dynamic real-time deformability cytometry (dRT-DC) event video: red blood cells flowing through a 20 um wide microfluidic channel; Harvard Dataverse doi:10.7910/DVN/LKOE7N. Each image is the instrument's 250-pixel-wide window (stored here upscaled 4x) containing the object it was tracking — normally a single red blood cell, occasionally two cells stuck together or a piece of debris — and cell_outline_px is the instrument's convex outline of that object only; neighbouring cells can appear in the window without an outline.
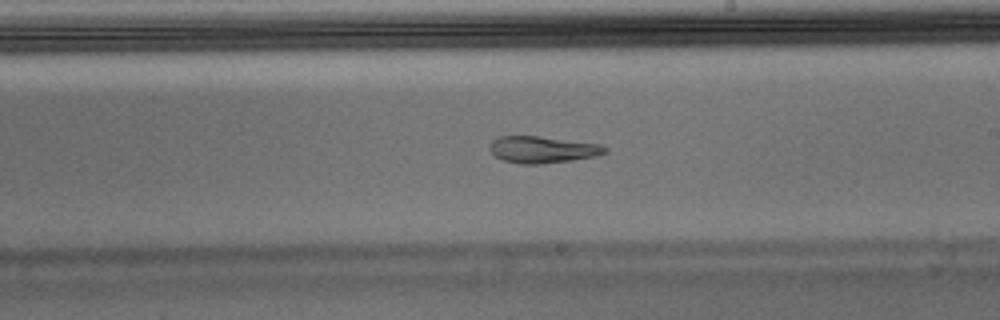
{"species": "Egyptian fruit bat (a non-hibernating species)", "species_latin": "Rousettus aegyptiacus", "temperature_condition": "warm", "stored_images_in_passage": 53, "camera_frame_rate_fps": 3000, "um_per_image_px": 0.085, "animal": {"sex": "male"}, "frame": {"image": 1, "passage_image": 30, "time_ms": 9.667, "image_size_px": [1000, 320], "cell_outline_px": [[608, 152], [596, 156], [572, 160], [540, 164], [520, 164], [504, 160], [496, 156], [488, 148], [492, 140], [496, 136], [536, 136], [600, 144], [608, 148]], "centroid_in_image_um": [46.11, 12.71], "position_along_channel_um": 242.9, "area_um2": 17.92}}
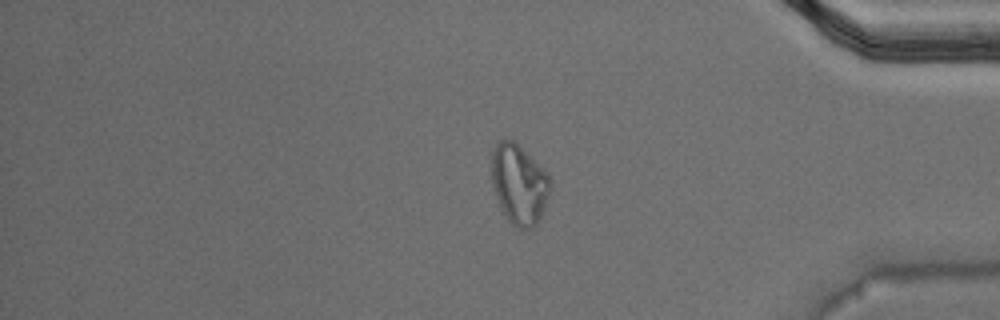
{"frame": {"image": 2, "passage_image": 44, "time_ms": 14.333, "image_size_px": [1000, 320], "cell_outline_px": [[552, 188], [544, 208], [536, 224], [532, 228], [520, 228], [512, 224], [508, 220], [496, 196], [492, 184], [492, 148], [500, 140], [512, 140], [548, 176], [552, 184]], "centroid_in_image_um": [44.11, 15.68], "position_along_channel_um": 391.1, "area_um2": 26.47}}
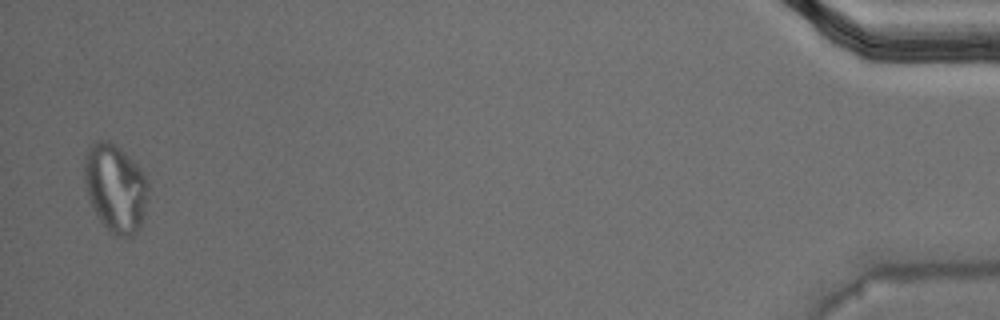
{"frame": {"image": 3, "passage_image": 52, "time_ms": 17.0, "image_size_px": [1000, 320], "cell_outline_px": [[148, 188], [144, 216], [140, 228], [132, 236], [112, 236], [108, 232], [100, 220], [88, 196], [84, 184], [84, 160], [88, 148], [96, 140], [108, 140], [116, 144], [136, 160], [148, 184]], "centroid_in_image_um": [9.81, 15.96], "position_along_channel_um": 425.4, "area_um2": 33.12}, "authors_computed_cell_mechanics": {"area_um2": 20.1722, "velocity_mm_per_s": 3.7302, "shape_relaxation_time_tau1_ms": null, "shape_relaxation_time_tau2_ms": 3.7533, "deformation_change_tau1": null, "deformation_change_tau2": 0.0986}}